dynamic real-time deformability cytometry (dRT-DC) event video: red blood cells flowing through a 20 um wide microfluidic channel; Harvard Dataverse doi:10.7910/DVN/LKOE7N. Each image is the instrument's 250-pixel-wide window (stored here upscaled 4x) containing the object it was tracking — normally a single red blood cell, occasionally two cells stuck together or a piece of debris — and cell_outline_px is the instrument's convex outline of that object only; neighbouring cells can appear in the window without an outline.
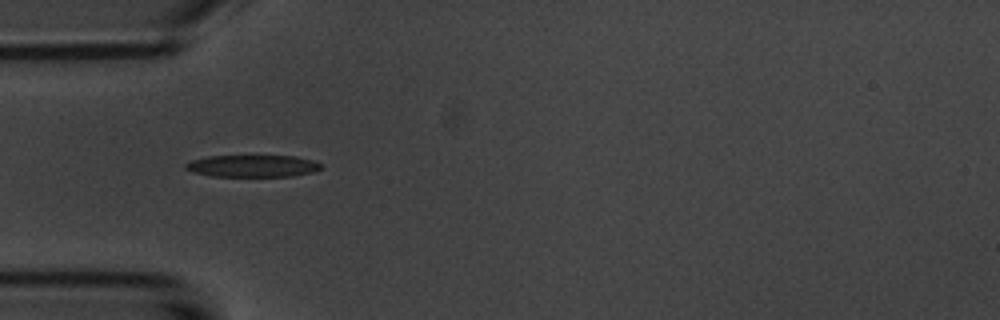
{"species": "common noctule bat (a hibernating species)", "species_latin": "Nyctalus noctula", "temperature_condition": "room temperature", "stored_images_in_passage": 2, "camera_frame_rate_fps": 3000, "um_per_image_px": 0.085, "animal": {"sex": "male", "body_mass_g": 20.1, "forearm_length_mm": 53.5}, "frame": {"image": 1, "passage_image": 1, "time_ms": 0.0, "image_size_px": [1000, 320], "cell_outline_px": [[320, 168], [312, 172], [292, 176], [212, 176], [192, 172], [184, 168], [184, 164], [192, 160], [208, 156], [296, 156], [312, 160], [320, 164]], "centroid_in_image_um": [21.42, 14.11], "position_along_channel_um": 63.6, "area_um2": 17.22}}